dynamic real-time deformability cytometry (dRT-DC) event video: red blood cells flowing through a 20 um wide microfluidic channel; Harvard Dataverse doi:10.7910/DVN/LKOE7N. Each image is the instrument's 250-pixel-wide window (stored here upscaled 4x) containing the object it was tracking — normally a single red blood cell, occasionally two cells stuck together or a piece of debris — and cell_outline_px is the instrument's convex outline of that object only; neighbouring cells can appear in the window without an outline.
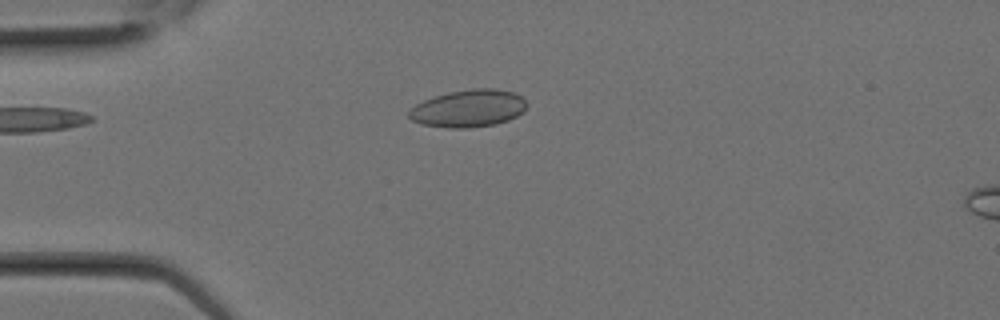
{"species": "Egyptian fruit bat (a non-hibernating species)", "species_latin": "Rousettus aegyptiacus", "temperature_condition": "room temperature", "stored_images_in_passage": 2, "camera_frame_rate_fps": 3000, "um_per_image_px": 0.085, "animal": {"sex": "female"}, "frame": {"image": 1, "passage_image": 1, "time_ms": 0.0, "image_size_px": [1000, 320], "cell_outline_px": [[528, 104], [524, 112], [508, 120], [496, 124], [468, 128], [448, 128], [420, 124], [412, 120], [408, 116], [408, 108], [424, 100], [448, 92], [472, 88], [496, 88], [512, 92], [520, 96]], "centroid_in_image_um": [39.8, 9.22], "position_along_channel_um": 45.2, "area_um2": 25.89}}